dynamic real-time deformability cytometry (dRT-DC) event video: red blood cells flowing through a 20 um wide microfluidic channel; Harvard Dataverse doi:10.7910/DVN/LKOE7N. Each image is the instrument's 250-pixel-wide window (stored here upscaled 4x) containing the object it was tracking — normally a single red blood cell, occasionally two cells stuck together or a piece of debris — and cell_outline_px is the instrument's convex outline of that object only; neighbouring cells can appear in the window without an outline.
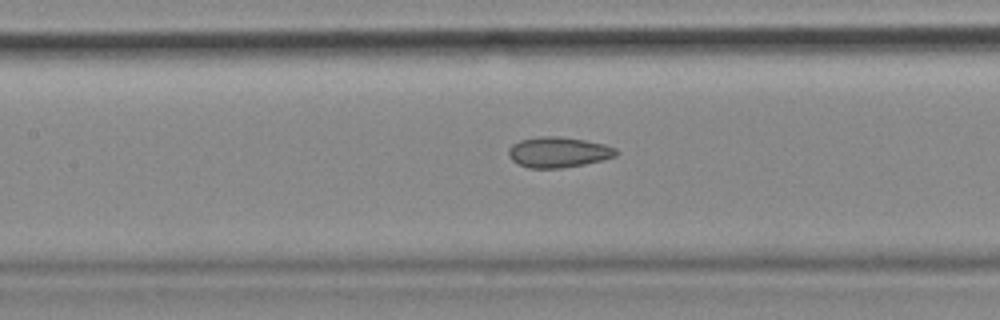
{"species": "common noctule bat (a hibernating species)", "species_latin": "Nyctalus noctula", "temperature_condition": "cold", "stored_images_in_passage": 55, "camera_frame_rate_fps": 3000, "um_per_image_px": 0.085, "animal": {"sex": "female", "body_mass_g": 18.4}, "frame": {"image": 1, "passage_image": 24, "time_ms": 7.667, "image_size_px": [1000, 320], "cell_outline_px": [[620, 152], [616, 156], [584, 164], [560, 168], [528, 168], [512, 160], [508, 156], [508, 148], [512, 144], [520, 140], [540, 136], [560, 136], [584, 140], [604, 144], [616, 148]], "centroid_in_image_um": [47.45, 12.93], "position_along_channel_um": 160.0, "area_um2": 19.13}, "authors_computed_cell_mechanics": {"area_um2": 19.3052, "velocity_mm_per_s": 3.6215, "shape_relaxation_time_tau1_ms": null, "shape_relaxation_time_tau2_ms": 2.767, "deformation_change_tau1": null, "deformation_change_tau2": 0.0938}}